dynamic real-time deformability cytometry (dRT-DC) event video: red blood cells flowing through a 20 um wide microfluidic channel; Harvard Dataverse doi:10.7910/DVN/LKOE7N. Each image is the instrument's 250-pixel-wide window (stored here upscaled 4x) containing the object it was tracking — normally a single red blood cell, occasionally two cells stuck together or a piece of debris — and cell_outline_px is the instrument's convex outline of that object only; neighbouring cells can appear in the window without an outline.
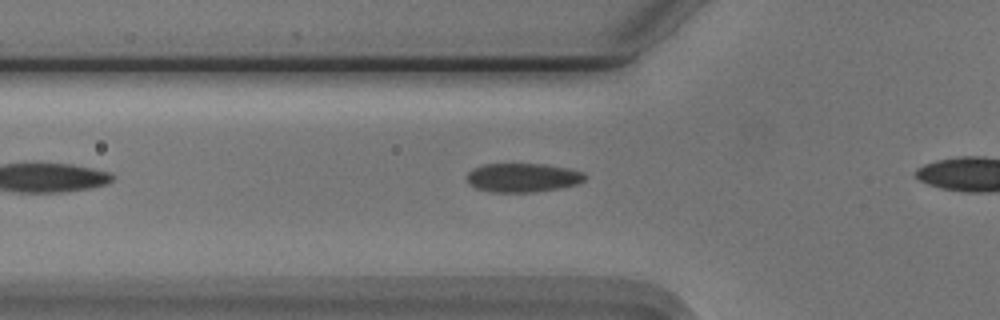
{"species": "Egyptian fruit bat (a non-hibernating species)", "species_latin": "Rousettus aegyptiacus", "temperature_condition": "cold", "stored_images_in_passage": 26, "camera_frame_rate_fps": 3000, "um_per_image_px": 0.085, "animal": {"sex": "male"}, "frame": {"image": 1, "passage_image": 12, "time_ms": 3.667, "image_size_px": [1000, 320], "cell_outline_px": [[588, 176], [584, 180], [576, 184], [560, 188], [532, 192], [492, 192], [476, 188], [464, 176], [472, 168], [484, 164], [544, 164], [568, 168], [584, 172]], "centroid_in_image_um": [44.44, 15.09], "position_along_channel_um": 81.4, "area_um2": 19.94}}
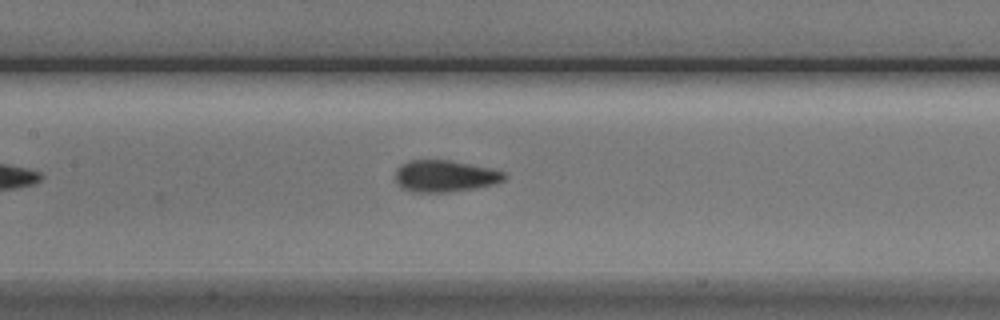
{"frame": {"image": 2, "passage_image": 19, "time_ms": 6.0, "image_size_px": [1000, 320], "cell_outline_px": [[508, 176], [504, 180], [496, 184], [476, 188], [448, 192], [412, 192], [400, 188], [396, 184], [396, 168], [400, 164], [408, 160], [452, 160], [492, 168], [504, 172]], "centroid_in_image_um": [37.82, 14.96], "position_along_channel_um": 169.6, "area_um2": 20.58}}
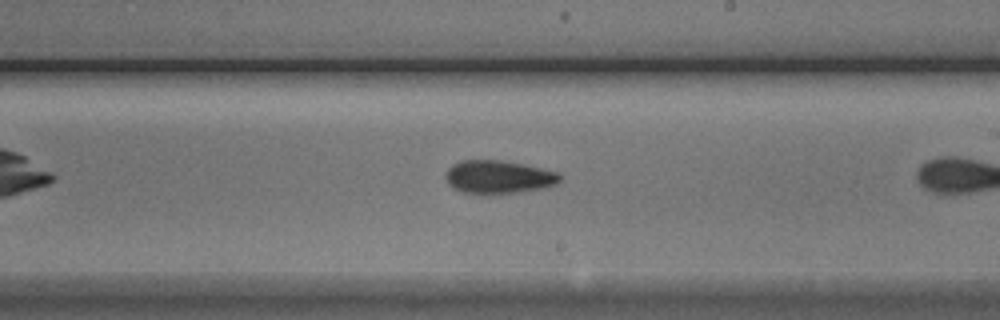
{"frame": {"image": 3, "passage_image": 22, "time_ms": 7.0, "image_size_px": [1000, 320], "cell_outline_px": [[560, 180], [556, 184], [544, 188], [516, 192], [484, 196], [464, 192], [452, 188], [448, 184], [444, 176], [448, 168], [452, 164], [460, 160], [500, 160], [540, 168], [556, 172], [560, 176]], "centroid_in_image_um": [42.29, 15.07], "position_along_channel_um": 246.7, "area_um2": 22.31}}